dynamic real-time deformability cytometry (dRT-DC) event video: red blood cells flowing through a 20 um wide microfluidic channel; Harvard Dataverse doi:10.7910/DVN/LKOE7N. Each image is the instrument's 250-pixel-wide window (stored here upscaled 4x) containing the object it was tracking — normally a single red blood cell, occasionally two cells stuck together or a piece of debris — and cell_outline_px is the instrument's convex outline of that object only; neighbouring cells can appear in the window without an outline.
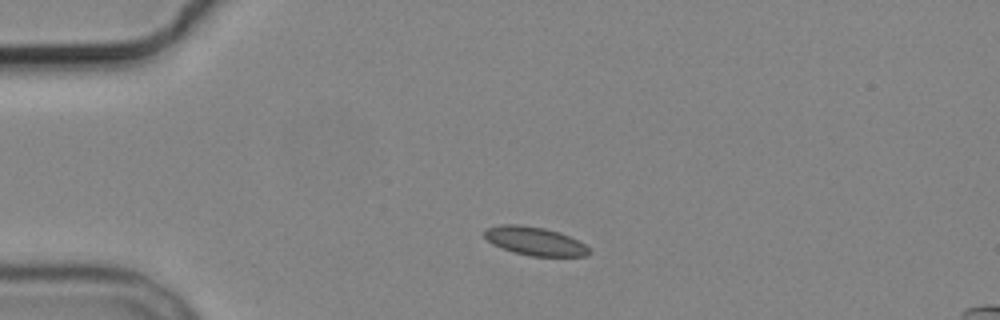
{"species": "common noctule bat (a hibernating species)", "species_latin": "Nyctalus noctula", "temperature_condition": "cold", "stored_images_in_passage": 2, "camera_frame_rate_fps": 3000, "um_per_image_px": 0.085, "animal": {"sex": "male", "body_mass_g": 19.2, "forearm_length_mm": 51.8}, "frame": {"image": 1, "passage_image": 1, "time_ms": 0.0, "image_size_px": [1000, 320], "cell_outline_px": [[592, 252], [588, 256], [532, 256], [516, 252], [492, 244], [484, 236], [484, 228], [500, 224], [520, 224], [544, 228], [560, 232], [592, 248]], "centroid_in_image_um": [45.48, 20.48], "position_along_channel_um": 39.5, "area_um2": 17.4}}